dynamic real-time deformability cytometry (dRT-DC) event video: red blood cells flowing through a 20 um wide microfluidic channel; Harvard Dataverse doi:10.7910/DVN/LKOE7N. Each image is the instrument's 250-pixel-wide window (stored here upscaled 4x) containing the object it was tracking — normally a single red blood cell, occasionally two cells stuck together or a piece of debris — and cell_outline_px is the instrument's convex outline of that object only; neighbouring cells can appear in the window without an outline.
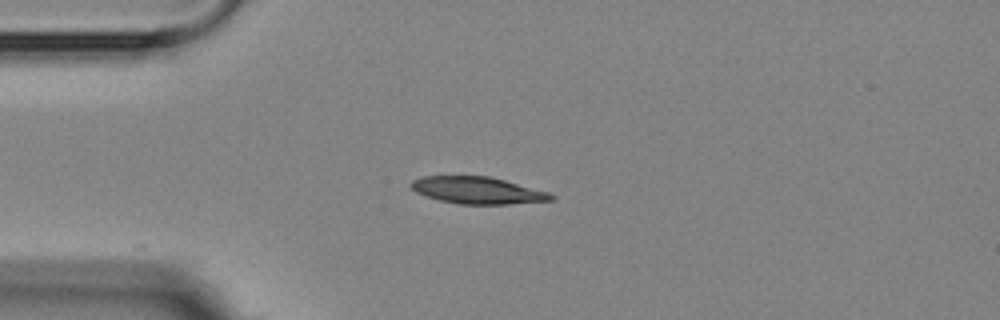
{"species": "Egyptian fruit bat (a non-hibernating species)", "species_latin": "Rousettus aegyptiacus", "temperature_condition": "room temperature", "stored_images_in_passage": 12, "camera_frame_rate_fps": 3000, "um_per_image_px": 0.085, "animal": {"sex": "female"}, "frame": {"image": 1, "passage_image": 1, "time_ms": 0.0, "image_size_px": [1000, 320], "cell_outline_px": [[556, 200], [508, 204], [456, 204], [440, 200], [416, 192], [408, 184], [412, 180], [424, 176], [488, 176], [504, 180], [548, 192], [556, 196]], "centroid_in_image_um": [40.6, 16.18], "position_along_channel_um": 44.4, "area_um2": 21.91}}
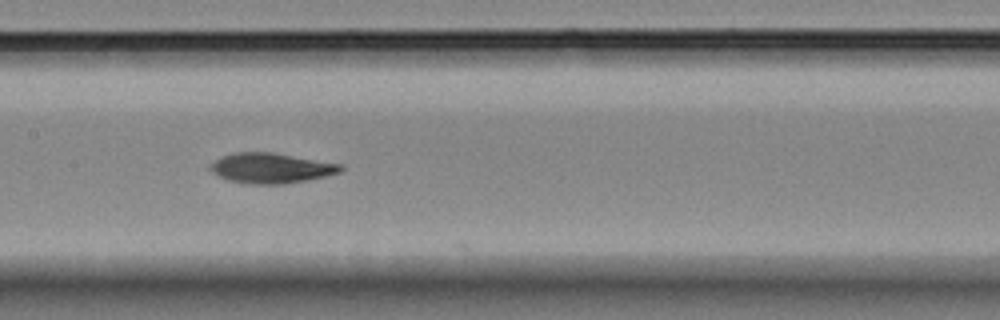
{"frame": {"image": 2, "passage_image": 5, "time_ms": 4.333, "image_size_px": [1000, 320], "cell_outline_px": [[344, 168], [340, 172], [308, 180], [284, 184], [244, 184], [228, 180], [212, 172], [208, 168], [208, 164], [224, 156], [236, 152], [272, 152], [344, 164]], "centroid_in_image_um": [23.05, 14.29], "position_along_channel_um": 184.4, "area_um2": 23.06}}
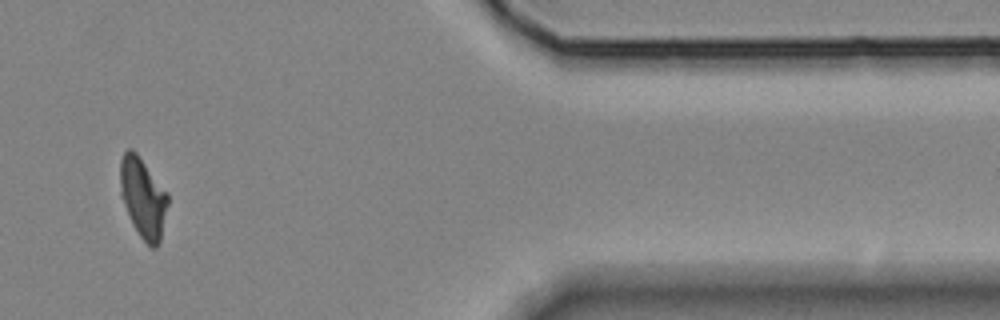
{"frame": {"image": 3, "passage_image": 10, "time_ms": 11.333, "image_size_px": [1000, 320], "cell_outline_px": [[168, 204], [160, 244], [156, 248], [152, 248], [140, 236], [132, 224], [120, 196], [120, 160], [124, 152], [128, 148], [132, 148], [136, 152], [168, 192]], "centroid_in_image_um": [12.16, 16.81], "position_along_channel_um": 399.2, "area_um2": 22.48}}